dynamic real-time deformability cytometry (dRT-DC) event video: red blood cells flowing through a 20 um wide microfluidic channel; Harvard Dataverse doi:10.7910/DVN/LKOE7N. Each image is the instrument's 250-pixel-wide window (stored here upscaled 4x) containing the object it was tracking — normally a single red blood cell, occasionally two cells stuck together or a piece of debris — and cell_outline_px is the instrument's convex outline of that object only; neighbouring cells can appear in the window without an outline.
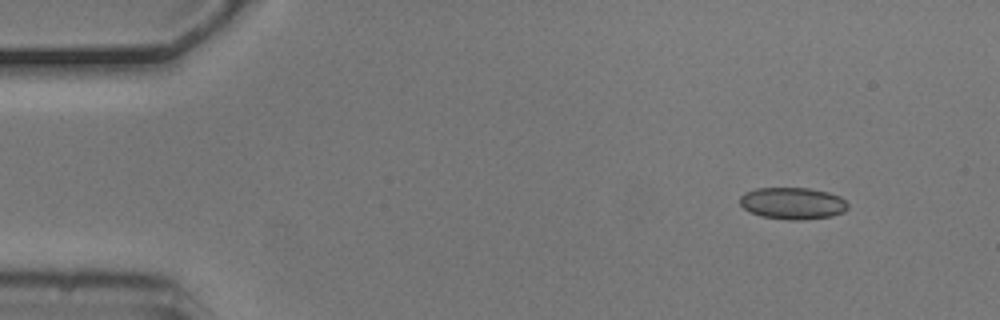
{"species": "common noctule bat (a hibernating species)", "species_latin": "Nyctalus noctula", "temperature_condition": "cold", "stored_images_in_passage": 5, "camera_frame_rate_fps": 3000, "um_per_image_px": 0.085, "animal": {"sex": "male", "body_mass_g": 20.5, "forearm_length_mm": 52.5}, "frame": {"image": 1, "passage_image": 2, "time_ms": 0.333, "image_size_px": [1000, 320], "cell_outline_px": [[848, 208], [844, 212], [832, 216], [800, 220], [788, 220], [760, 216], [748, 212], [740, 204], [740, 196], [744, 192], [756, 188], [808, 188], [828, 192], [840, 196], [848, 204]], "centroid_in_image_um": [67.36, 17.28], "position_along_channel_um": 17.6, "area_um2": 20.23}}
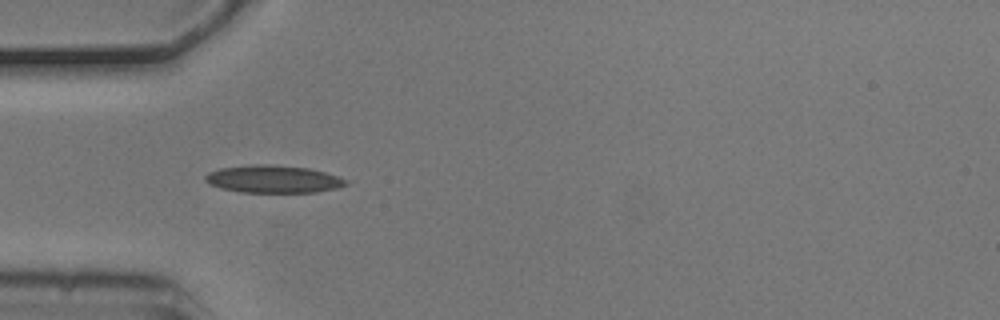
{"frame": {"image": 2, "passage_image": 4, "time_ms": 1.0, "image_size_px": [1000, 320], "cell_outline_px": [[348, 184], [336, 188], [316, 192], [240, 192], [220, 188], [204, 180], [204, 176], [208, 172], [220, 168], [252, 164], [272, 164], [308, 168], [324, 172], [348, 180]], "centroid_in_image_um": [23.2, 15.21], "position_along_channel_um": 61.8, "area_um2": 22.54}}
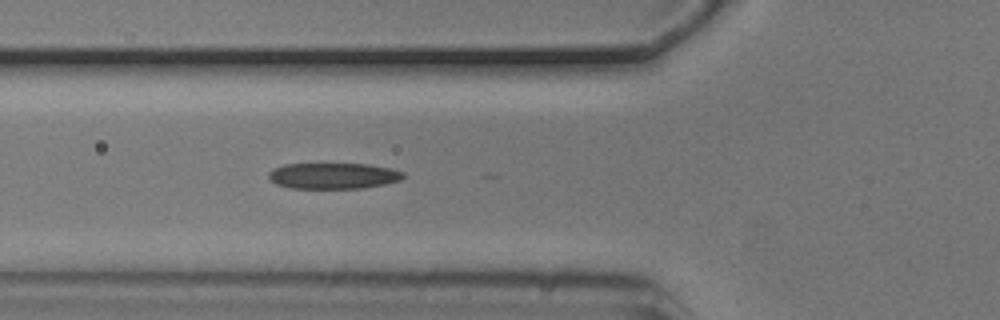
{"frame": {"image": 3, "passage_image": 5, "time_ms": 1.333, "image_size_px": [1000, 320], "cell_outline_px": [[404, 176], [400, 180], [384, 184], [364, 188], [288, 188], [276, 184], [268, 176], [268, 172], [272, 168], [284, 164], [368, 164], [392, 168], [404, 172]], "centroid_in_image_um": [28.32, 14.94], "position_along_channel_um": 97.5, "area_um2": 20.46}}